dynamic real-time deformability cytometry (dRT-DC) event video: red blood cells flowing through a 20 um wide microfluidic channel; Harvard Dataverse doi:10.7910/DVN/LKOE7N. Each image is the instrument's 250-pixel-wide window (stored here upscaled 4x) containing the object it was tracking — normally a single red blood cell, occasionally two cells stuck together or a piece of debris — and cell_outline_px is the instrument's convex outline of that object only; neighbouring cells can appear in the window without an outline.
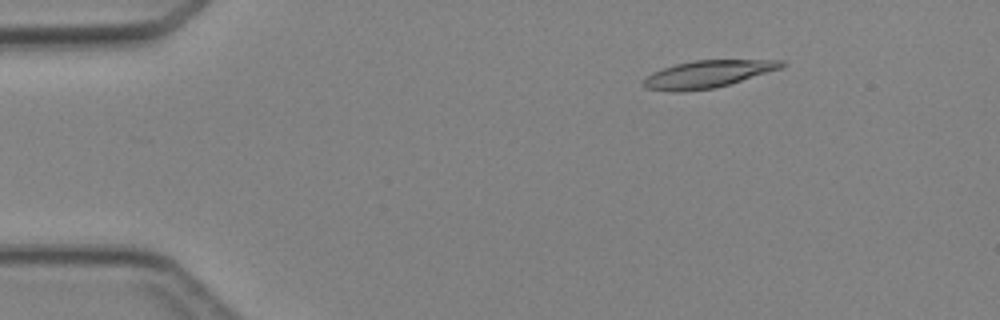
{"species": "Egyptian fruit bat (a non-hibernating species)", "species_latin": "Rousettus aegyptiacus", "temperature_condition": "cold", "stored_images_in_passage": 4, "camera_frame_rate_fps": 3000, "um_per_image_px": 0.085, "animal": {"sex": "female"}, "frame": {"image": 1, "passage_image": 2, "time_ms": 1.0, "image_size_px": [1000, 320], "cell_outline_px": [[788, 64], [784, 68], [716, 88], [680, 92], [676, 92], [644, 88], [640, 84], [652, 72], [676, 64], [692, 60], [784, 60]], "centroid_in_image_um": [60.19, 6.3], "position_along_channel_um": 24.8, "area_um2": 22.2}}
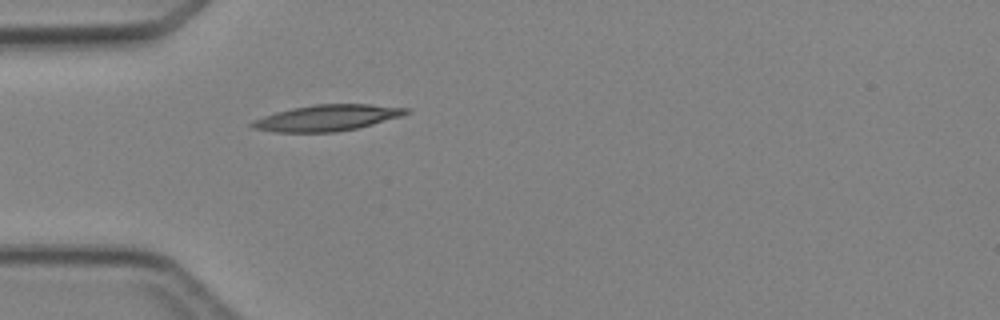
{"frame": {"image": 2, "passage_image": 4, "time_ms": 3.333, "image_size_px": [1000, 320], "cell_outline_px": [[412, 112], [400, 116], [372, 124], [356, 128], [336, 132], [272, 132], [252, 128], [248, 124], [252, 120], [276, 112], [292, 108], [316, 104], [372, 104], [412, 108]], "centroid_in_image_um": [27.8, 10.01], "position_along_channel_um": 57.2, "area_um2": 23.52}}